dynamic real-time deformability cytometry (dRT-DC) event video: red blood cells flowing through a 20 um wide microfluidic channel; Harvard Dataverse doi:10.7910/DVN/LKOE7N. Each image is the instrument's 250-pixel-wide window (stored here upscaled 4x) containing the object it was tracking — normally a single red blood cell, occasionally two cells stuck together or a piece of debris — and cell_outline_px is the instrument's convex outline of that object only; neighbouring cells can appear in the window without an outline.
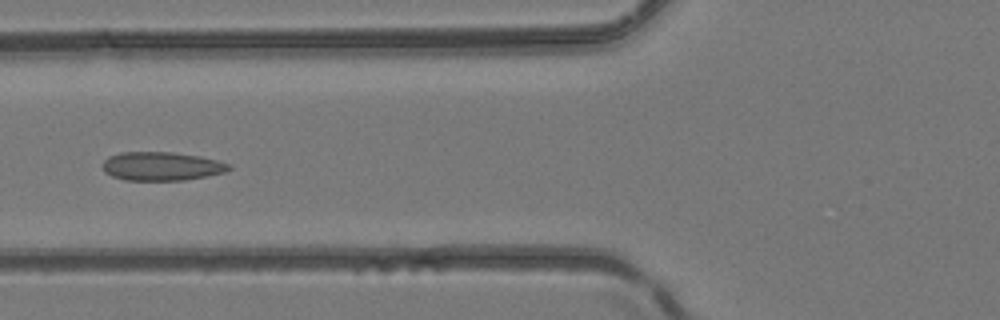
{"species": "common noctule bat (a hibernating species)", "species_latin": "Nyctalus noctula", "temperature_condition": "room temperature", "stored_images_in_passage": 5, "camera_frame_rate_fps": 3000, "um_per_image_px": 0.085, "animal": {"sex": "female", "body_mass_g": 24.6, "forearm_length_mm": 56.2}, "frame": {"image": 1, "passage_image": 5, "time_ms": 1.333, "image_size_px": [1000, 320], "cell_outline_px": [[232, 168], [224, 172], [184, 180], [124, 180], [112, 176], [104, 172], [100, 164], [108, 156], [120, 152], [172, 152], [200, 156], [232, 164]], "centroid_in_image_um": [13.69, 14.12], "position_along_channel_um": 112.1, "area_um2": 21.21}}